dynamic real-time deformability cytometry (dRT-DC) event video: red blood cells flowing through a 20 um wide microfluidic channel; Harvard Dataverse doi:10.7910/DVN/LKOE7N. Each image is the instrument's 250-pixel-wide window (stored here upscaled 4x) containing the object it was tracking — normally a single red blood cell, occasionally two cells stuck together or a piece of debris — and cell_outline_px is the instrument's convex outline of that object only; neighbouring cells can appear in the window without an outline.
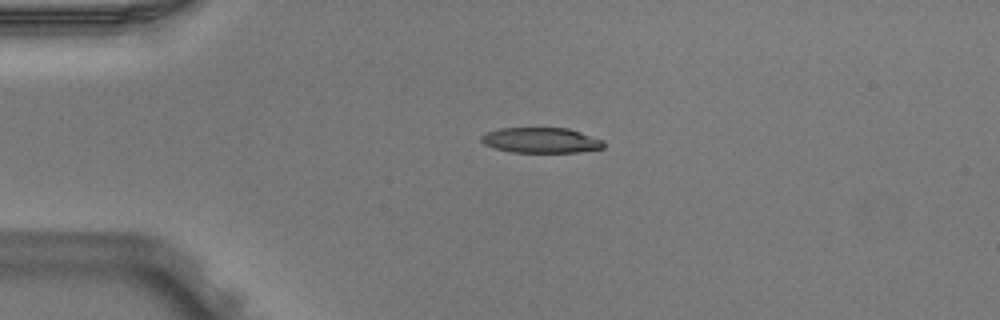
{"species": "Egyptian fruit bat (a non-hibernating species)", "species_latin": "Rousettus aegyptiacus", "temperature_condition": "warm", "stored_images_in_passage": 5, "camera_frame_rate_fps": 3000, "um_per_image_px": 0.085, "animal": {"sex": "male"}, "frame": {"image": 1, "passage_image": 3, "time_ms": 0.667, "image_size_px": [1000, 320], "cell_outline_px": [[604, 148], [580, 152], [512, 152], [496, 148], [484, 144], [480, 140], [480, 136], [484, 132], [500, 128], [568, 128], [604, 140]], "centroid_in_image_um": [45.98, 11.92], "position_along_channel_um": 39.0, "area_um2": 18.15}}
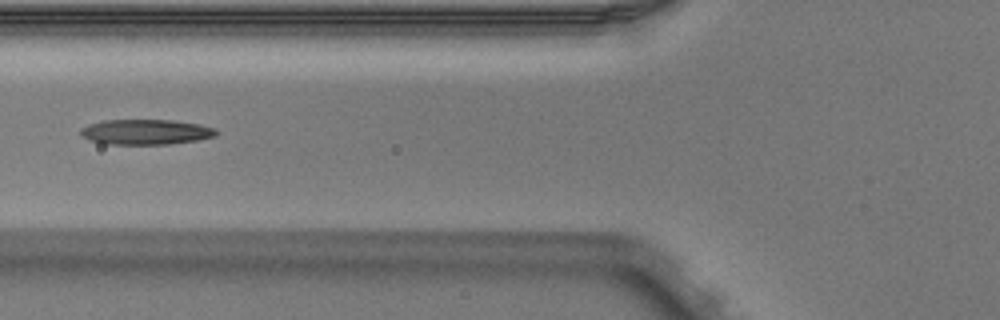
{"frame": {"image": 2, "passage_image": 5, "time_ms": 1.333, "image_size_px": [1000, 320], "cell_outline_px": [[220, 132], [216, 136], [196, 140], [168, 144], [104, 144], [88, 140], [80, 136], [80, 128], [88, 124], [104, 120], [172, 120], [200, 124], [216, 128]], "centroid_in_image_um": [12.38, 11.21], "position_along_channel_um": 113.4, "area_um2": 20.17}}